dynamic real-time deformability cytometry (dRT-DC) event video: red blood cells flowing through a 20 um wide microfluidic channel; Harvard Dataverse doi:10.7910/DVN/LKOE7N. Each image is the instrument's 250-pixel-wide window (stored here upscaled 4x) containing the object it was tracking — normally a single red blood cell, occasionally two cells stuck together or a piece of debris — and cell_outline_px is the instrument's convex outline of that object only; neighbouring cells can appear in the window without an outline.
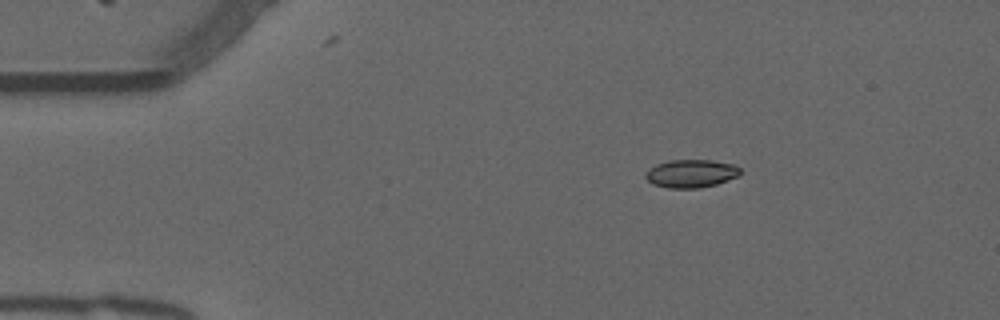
{"species": "common noctule bat (a hibernating species)", "species_latin": "Nyctalus noctula", "temperature_condition": "warm", "stored_images_in_passage": 46, "camera_frame_rate_fps": 3000, "um_per_image_px": 0.085, "animal": {"sex": "male", "forearm_length_mm": 52.5}, "frame": {"image": 1, "passage_image": 1, "time_ms": 0.0, "image_size_px": [1000, 320], "cell_outline_px": [[740, 172], [736, 176], [728, 180], [716, 184], [700, 188], [668, 188], [652, 184], [644, 176], [644, 172], [648, 168], [656, 164], [672, 160], [712, 160], [732, 164], [740, 168]], "centroid_in_image_um": [58.69, 14.75], "position_along_channel_um": 26.3, "area_um2": 15.49}}
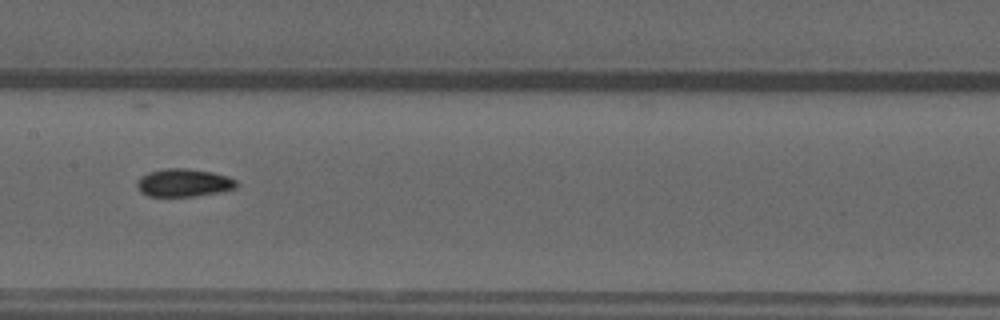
{"frame": {"image": 2, "passage_image": 19, "time_ms": 6.0, "image_size_px": [1000, 320], "cell_outline_px": [[236, 188], [220, 192], [196, 196], [148, 196], [140, 192], [136, 184], [140, 176], [148, 172], [164, 168], [188, 168], [212, 172], [228, 176], [236, 180]], "centroid_in_image_um": [15.6, 15.53], "position_along_channel_um": 191.8, "area_um2": 16.3}}
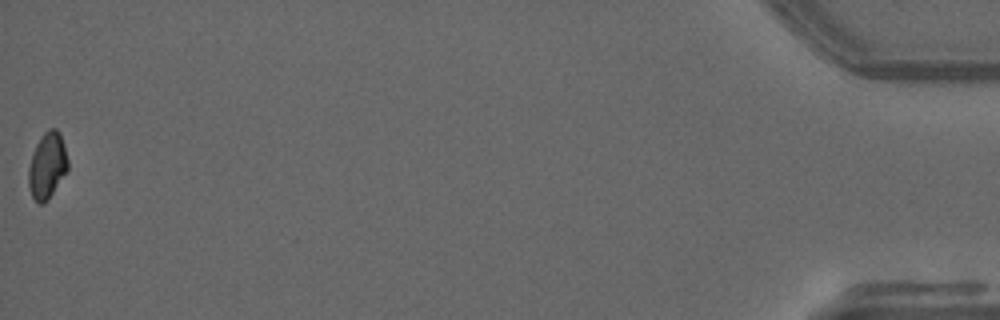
{"frame": {"image": 3, "passage_image": 46, "time_ms": 15.0, "image_size_px": [1000, 320], "cell_outline_px": [[68, 168], [48, 200], [40, 204], [32, 196], [28, 184], [28, 168], [32, 152], [40, 136], [48, 128], [56, 128], [60, 132], [64, 144], [68, 160]], "centroid_in_image_um": [4.0, 14.03], "position_along_channel_um": 431.2, "area_um2": 15.2}, "authors_computed_cell_mechanics": {"area_um2": 15.5193, "velocity_mm_per_s": 3.8089, "shape_relaxation_time_tau1_ms": null, "shape_relaxation_time_tau2_ms": 4.1457, "deformation_change_tau1": null, "deformation_change_tau2": 0.0562}}